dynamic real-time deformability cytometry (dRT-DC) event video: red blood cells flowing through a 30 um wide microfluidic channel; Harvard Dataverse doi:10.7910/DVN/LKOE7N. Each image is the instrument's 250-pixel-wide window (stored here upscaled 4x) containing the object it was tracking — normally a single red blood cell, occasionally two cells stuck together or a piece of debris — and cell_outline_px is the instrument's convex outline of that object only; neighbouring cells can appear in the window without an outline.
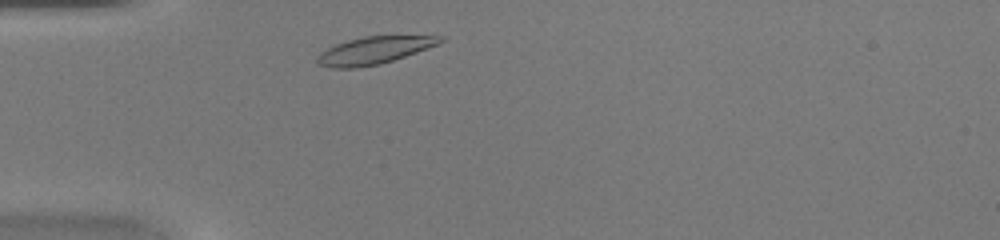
{"species": "common noctule bat (a hibernating species)", "species_latin": "Nyctalus noctula", "temperature_condition": "warm", "stored_images_in_passage": 31, "camera_frame_rate_fps": 3000, "um_per_image_px": 0.085, "animal": {"sex": "female", "body_mass_g": 20.0, "forearm_length_mm": 54.0}, "frame": {"image": 1, "passage_image": 2, "time_ms": 0.333, "image_size_px": [1000, 240], "cell_outline_px": [[444, 40], [440, 44], [380, 64], [356, 68], [332, 68], [316, 64], [316, 56], [320, 52], [336, 44], [348, 40], [364, 36], [444, 36]], "centroid_in_image_um": [31.76, 4.29], "position_along_channel_um": 53.2, "area_um2": 19.54}}
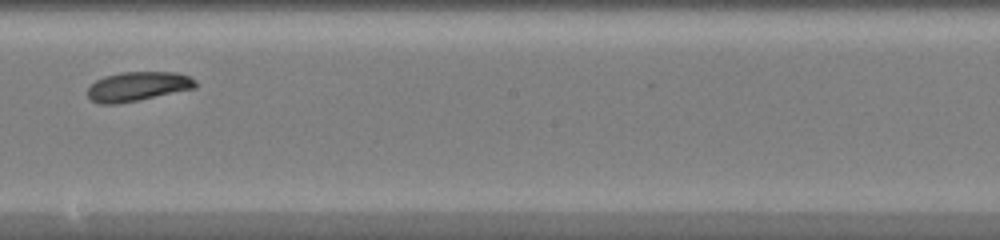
{"frame": {"image": 2, "passage_image": 16, "time_ms": 5.0, "image_size_px": [1000, 240], "cell_outline_px": [[196, 88], [116, 104], [100, 104], [92, 100], [88, 96], [88, 88], [96, 80], [104, 76], [120, 72], [176, 72], [188, 76], [196, 80]], "centroid_in_image_um": [11.7, 7.33], "position_along_channel_um": 236.5, "area_um2": 18.26}}
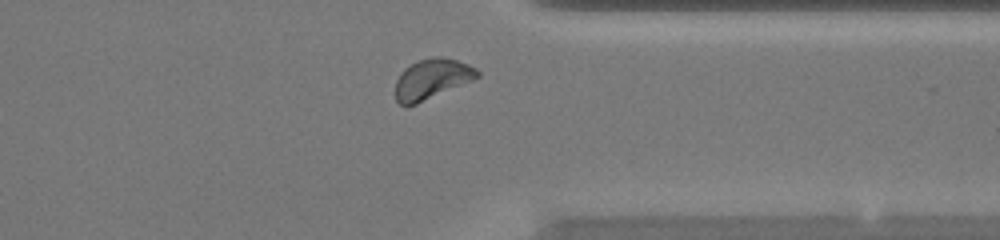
{"frame": {"image": 3, "passage_image": 26, "time_ms": 8.333, "image_size_px": [1000, 240], "cell_outline_px": [[480, 76], [472, 80], [416, 104], [400, 104], [396, 100], [396, 80], [400, 72], [404, 68], [420, 60], [436, 56], [440, 56], [456, 60], [468, 64], [476, 68], [480, 72]], "centroid_in_image_um": [36.71, 6.7], "position_along_channel_um": 374.7, "area_um2": 18.84}, "authors_computed_cell_mechanics": {"area_um2": 18.6694, "velocity_mm_per_s": 4.2208, "shape_relaxation_time_tau1_ms": 3.5407, "shape_relaxation_time_tau2_ms": 3.727, "deformation_change_tau1": 0.1222, "deformation_change_tau2": 0.0865}}